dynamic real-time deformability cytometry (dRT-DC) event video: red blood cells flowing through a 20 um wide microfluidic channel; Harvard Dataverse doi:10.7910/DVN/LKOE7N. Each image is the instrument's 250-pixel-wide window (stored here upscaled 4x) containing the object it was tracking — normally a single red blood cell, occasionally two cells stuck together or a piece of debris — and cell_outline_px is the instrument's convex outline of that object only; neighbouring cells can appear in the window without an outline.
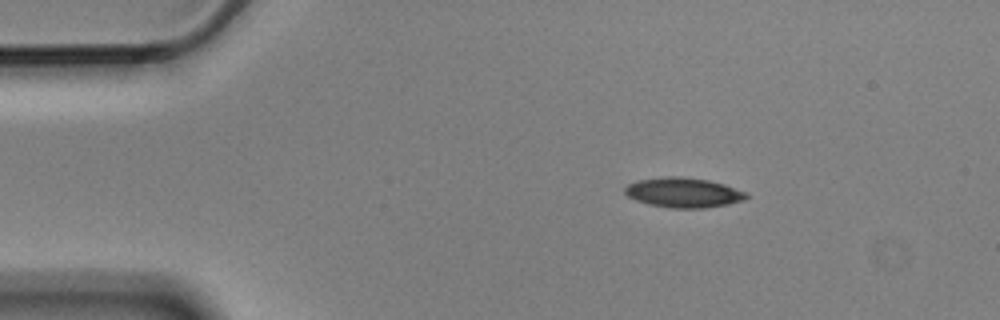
{"species": "Egyptian fruit bat (a non-hibernating species)", "species_latin": "Rousettus aegyptiacus", "temperature_condition": "cold", "stored_images_in_passage": 3, "camera_frame_rate_fps": 3000, "um_per_image_px": 0.085, "animal": {"sex": "male"}, "frame": {"image": 1, "passage_image": 1, "time_ms": 0.0, "image_size_px": [1000, 320], "cell_outline_px": [[748, 196], [744, 200], [728, 204], [704, 208], [668, 208], [648, 204], [636, 200], [628, 196], [624, 192], [624, 188], [628, 184], [636, 180], [668, 176], [680, 176], [708, 180], [724, 184], [748, 192]], "centroid_in_image_um": [58.09, 16.37], "position_along_channel_um": 26.9, "area_um2": 21.27}}